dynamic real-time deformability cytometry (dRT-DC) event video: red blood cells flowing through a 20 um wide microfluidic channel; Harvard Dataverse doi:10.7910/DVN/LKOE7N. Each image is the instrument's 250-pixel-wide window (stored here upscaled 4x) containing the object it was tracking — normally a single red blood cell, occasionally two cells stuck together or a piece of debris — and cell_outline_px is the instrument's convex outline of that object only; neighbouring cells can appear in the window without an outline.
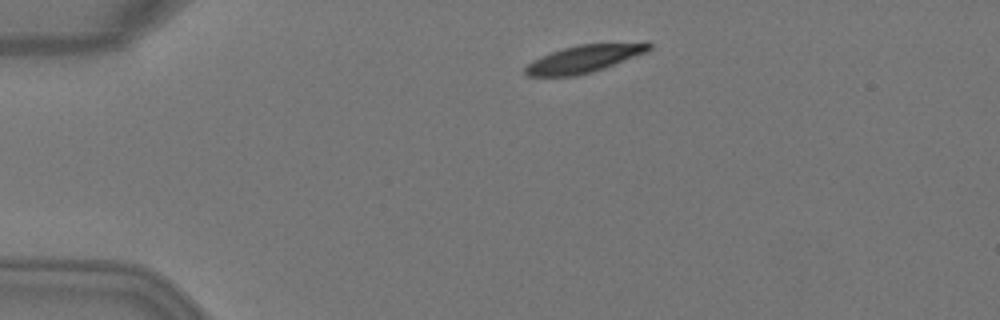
{"species": "Egyptian fruit bat (a non-hibernating species)", "species_latin": "Rousettus aegyptiacus", "temperature_condition": "warm", "stored_images_in_passage": 3, "camera_frame_rate_fps": 3000, "um_per_image_px": 0.085, "animal": {"sex": "female"}, "frame": {"image": 1, "passage_image": 1, "time_ms": 0.0, "image_size_px": [1000, 320], "cell_outline_px": [[652, 48], [648, 52], [604, 68], [592, 72], [576, 76], [528, 76], [524, 72], [524, 68], [532, 60], [552, 52], [564, 48], [580, 44], [644, 40], [648, 40], [652, 44]], "centroid_in_image_um": [49.79, 4.95], "position_along_channel_um": 35.2, "area_um2": 20.4}}
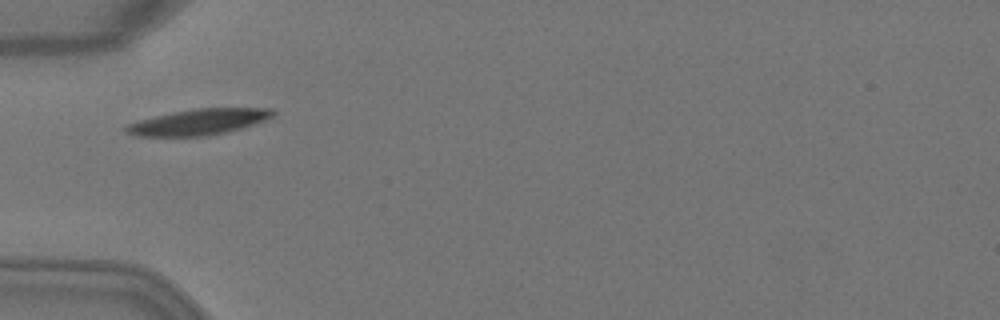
{"frame": {"image": 2, "passage_image": 3, "time_ms": 0.667, "image_size_px": [1000, 320], "cell_outline_px": [[276, 116], [240, 128], [208, 136], [136, 136], [124, 132], [124, 128], [128, 124], [140, 120], [172, 112], [192, 108], [272, 108], [276, 112]], "centroid_in_image_um": [16.89, 10.36], "position_along_channel_um": 68.1, "area_um2": 22.08}}